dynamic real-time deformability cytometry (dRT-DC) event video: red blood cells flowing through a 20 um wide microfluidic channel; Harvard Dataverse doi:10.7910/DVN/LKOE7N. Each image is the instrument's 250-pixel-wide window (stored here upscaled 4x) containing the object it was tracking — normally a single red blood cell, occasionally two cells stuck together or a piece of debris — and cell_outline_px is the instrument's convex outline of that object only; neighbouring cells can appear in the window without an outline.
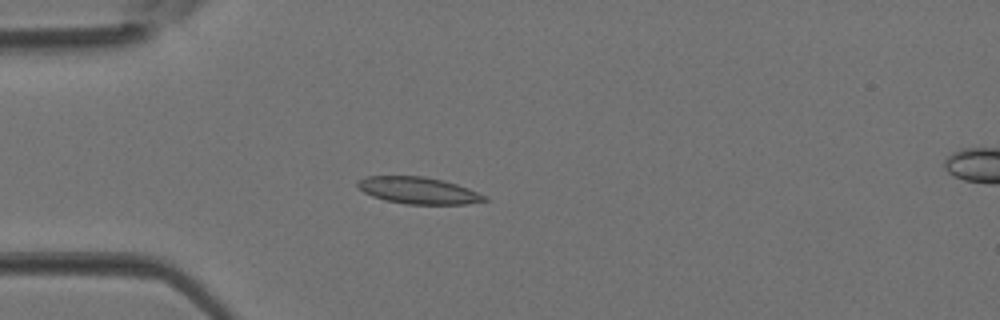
{"species": "Egyptian fruit bat (a non-hibernating species)", "species_latin": "Rousettus aegyptiacus", "temperature_condition": "room temperature", "stored_images_in_passage": 4, "segment_of_instrument_passage": [1, 2], "camera_frame_rate_fps": 3000, "um_per_image_px": 0.085, "animal": {"sex": "female"}, "frame": {"image": 1, "passage_image": 3, "time_ms": 0.667, "image_size_px": [1000, 320], "cell_outline_px": [[488, 200], [468, 204], [408, 204], [384, 200], [372, 196], [364, 192], [356, 184], [356, 180], [368, 176], [424, 176], [444, 180], [468, 188], [488, 196]], "centroid_in_image_um": [35.57, 16.19], "position_along_channel_um": 49.4, "area_um2": 19.88}}